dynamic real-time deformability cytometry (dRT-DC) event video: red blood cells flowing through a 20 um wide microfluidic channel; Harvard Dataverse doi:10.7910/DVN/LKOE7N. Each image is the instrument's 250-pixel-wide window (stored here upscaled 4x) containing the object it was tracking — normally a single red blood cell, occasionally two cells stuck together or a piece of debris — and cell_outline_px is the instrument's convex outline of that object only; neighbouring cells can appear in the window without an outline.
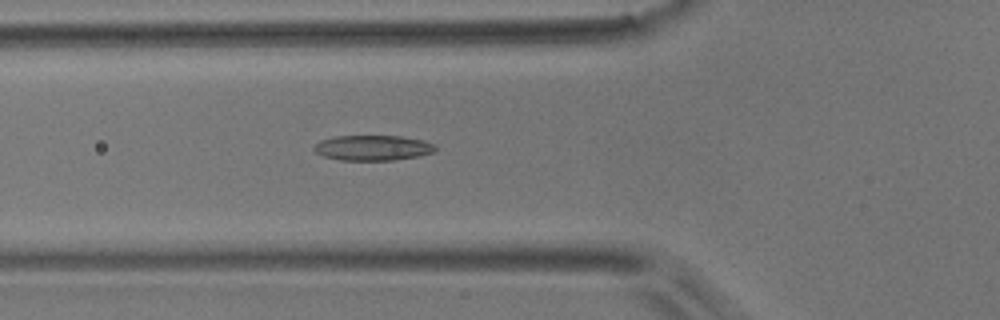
{"species": "common noctule bat (a hibernating species)", "species_latin": "Nyctalus noctula", "temperature_condition": "room temperature", "stored_images_in_passage": 48, "camera_frame_rate_fps": 3000, "um_per_image_px": 0.085, "animal": {"sex": "male", "body_mass_g": 17.9}, "frame": {"image": 1, "passage_image": 14, "time_ms": 4.333, "image_size_px": [1000, 320], "cell_outline_px": [[436, 152], [420, 156], [392, 160], [340, 160], [324, 156], [316, 152], [312, 148], [320, 140], [332, 136], [400, 136], [424, 140], [436, 144]], "centroid_in_image_um": [31.72, 12.56], "position_along_channel_um": 94.1, "area_um2": 18.03}}
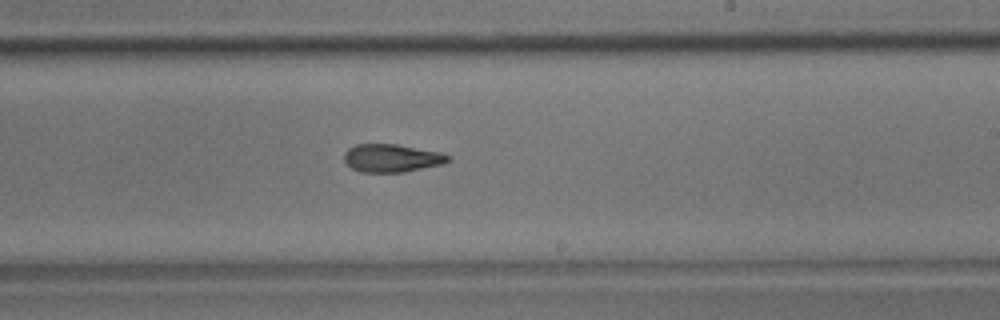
{"frame": {"image": 2, "passage_image": 27, "time_ms": 8.667, "image_size_px": [1000, 320], "cell_outline_px": [[452, 160], [444, 164], [404, 172], [360, 172], [352, 168], [344, 160], [344, 152], [348, 148], [356, 144], [396, 144], [440, 152], [448, 156]], "centroid_in_image_um": [33.3, 13.44], "position_along_channel_um": 255.7, "area_um2": 16.99}}
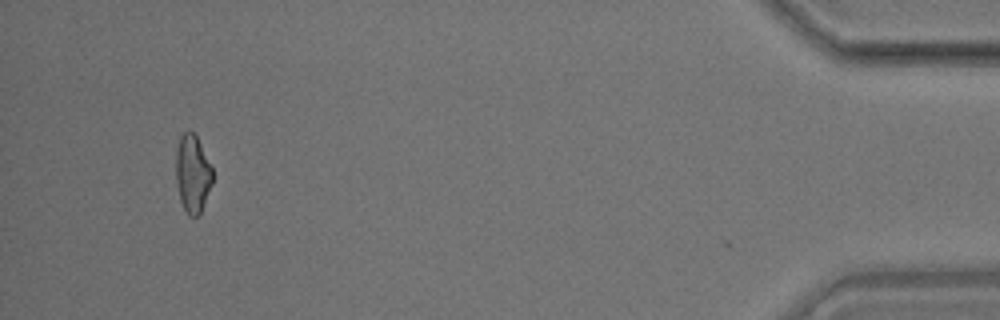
{"frame": {"image": 3, "passage_image": 46, "time_ms": 15.0, "image_size_px": [1000, 320], "cell_outline_px": [[212, 184], [200, 212], [196, 216], [188, 216], [180, 200], [176, 184], [176, 148], [180, 136], [184, 132], [192, 132], [196, 136], [212, 168]], "centroid_in_image_um": [16.35, 14.77], "position_along_channel_um": 418.9, "area_um2": 16.36}, "authors_computed_cell_mechanics": {"area_um2": 16.8487, "velocity_mm_per_s": 3.717, "shape_relaxation_time_tau1_ms": 8.4707, "shape_relaxation_time_tau2_ms": 4.6916, "deformation_change_tau1": 0.1855, "deformation_change_tau2": 0.1399}}